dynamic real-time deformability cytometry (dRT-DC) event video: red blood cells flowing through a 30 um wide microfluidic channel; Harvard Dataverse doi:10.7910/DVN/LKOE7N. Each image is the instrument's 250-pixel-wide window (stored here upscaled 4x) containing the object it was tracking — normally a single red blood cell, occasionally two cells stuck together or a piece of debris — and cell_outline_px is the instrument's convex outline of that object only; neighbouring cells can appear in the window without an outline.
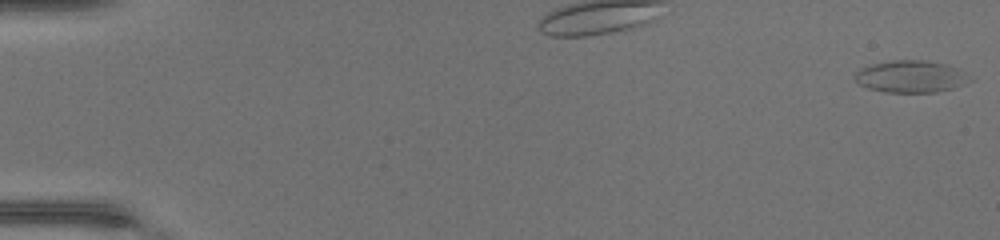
{"species": "common noctule bat (a hibernating species)", "species_latin": "Nyctalus noctula", "temperature_condition": "warm", "stored_images_in_passage": 44, "camera_frame_rate_fps": 3000, "um_per_image_px": 0.085, "animal": {"sex": "female", "body_mass_g": 17.0, "forearm_length_mm": 48.0}, "frame": {"image": 1, "passage_image": 1, "time_ms": 0.0, "image_size_px": [1000, 240], "cell_outline_px": [[972, 80], [952, 88], [936, 92], [884, 92], [868, 88], [860, 84], [856, 80], [856, 72], [860, 68], [872, 64], [892, 60], [924, 60], [948, 64], [960, 68]], "centroid_in_image_um": [77.43, 6.49], "position_along_channel_um": 7.6, "area_um2": 21.39}}
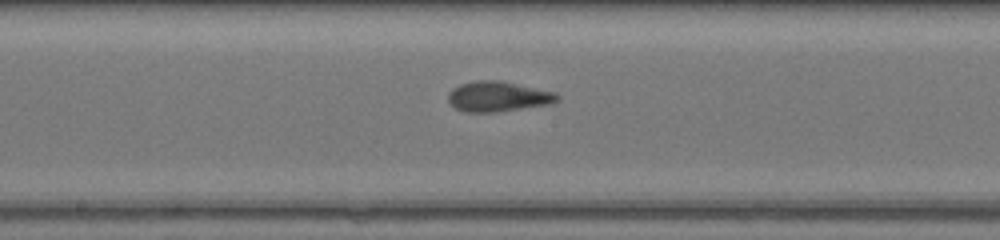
{"frame": {"image": 2, "passage_image": 27, "time_ms": 8.667, "image_size_px": [1000, 240], "cell_outline_px": [[560, 100], [552, 104], [492, 112], [468, 112], [456, 108], [448, 100], [448, 92], [452, 88], [460, 84], [476, 80], [500, 80], [556, 92], [560, 96]], "centroid_in_image_um": [42.36, 8.19], "position_along_channel_um": 205.8, "area_um2": 19.25}}
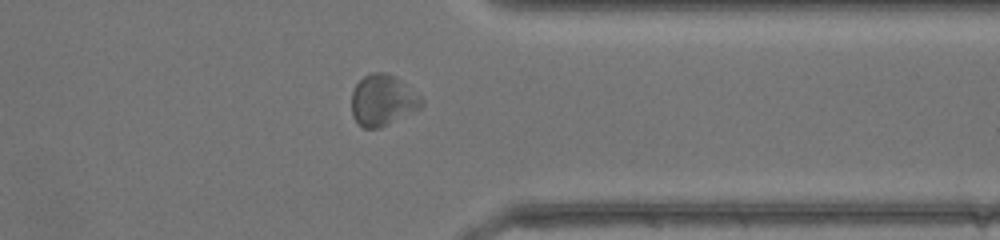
{"frame": {"image": 3, "passage_image": 39, "time_ms": 12.667, "image_size_px": [1000, 240], "cell_outline_px": [[424, 104], [420, 108], [376, 128], [364, 128], [352, 116], [352, 92], [356, 84], [364, 76], [372, 72], [384, 72], [396, 76], [420, 96], [424, 100]], "centroid_in_image_um": [32.52, 8.48], "position_along_channel_um": 378.9, "area_um2": 20.4}}